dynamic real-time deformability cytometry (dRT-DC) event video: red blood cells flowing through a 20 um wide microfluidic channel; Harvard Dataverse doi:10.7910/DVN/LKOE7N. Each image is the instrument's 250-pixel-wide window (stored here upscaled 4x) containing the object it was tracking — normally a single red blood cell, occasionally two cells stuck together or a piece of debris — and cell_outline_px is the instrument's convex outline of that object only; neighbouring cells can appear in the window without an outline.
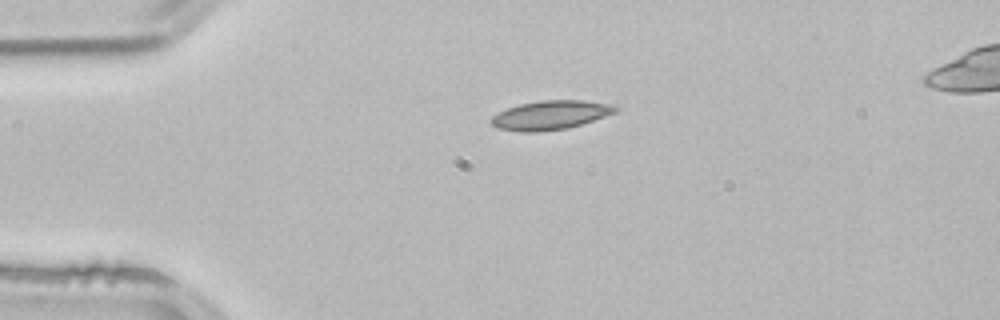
{"species": "common noctule bat (a hibernating species)", "species_latin": "Nyctalus noctula", "temperature_condition": "room temperature", "stored_images_in_passage": 2, "camera_frame_rate_fps": 3000, "um_per_image_px": 0.085, "animal": {"sex": "male", "body_mass_g": 21.5, "forearm_length_mm": 52.0}, "frame": {"image": 1, "passage_image": 1, "time_ms": 0.0, "image_size_px": [1000, 320], "cell_outline_px": [[620, 108], [616, 112], [568, 128], [540, 132], [520, 132], [496, 128], [488, 120], [492, 116], [508, 108], [520, 104], [540, 100], [584, 100], [608, 104]], "centroid_in_image_um": [46.74, 9.79], "position_along_channel_um": 38.3, "area_um2": 20.92}}